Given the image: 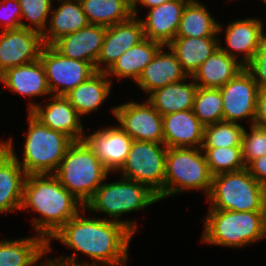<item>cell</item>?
<instances>
[{
    "instance_id": "cell-36",
    "label": "cell",
    "mask_w": 266,
    "mask_h": 266,
    "mask_svg": "<svg viewBox=\"0 0 266 266\" xmlns=\"http://www.w3.org/2000/svg\"><path fill=\"white\" fill-rule=\"evenodd\" d=\"M21 7V18L28 20V28L41 34L48 27V16L52 11V0H18Z\"/></svg>"
},
{
    "instance_id": "cell-30",
    "label": "cell",
    "mask_w": 266,
    "mask_h": 266,
    "mask_svg": "<svg viewBox=\"0 0 266 266\" xmlns=\"http://www.w3.org/2000/svg\"><path fill=\"white\" fill-rule=\"evenodd\" d=\"M186 80L154 90L147 100L162 116L193 109L198 86L192 77L191 83Z\"/></svg>"
},
{
    "instance_id": "cell-38",
    "label": "cell",
    "mask_w": 266,
    "mask_h": 266,
    "mask_svg": "<svg viewBox=\"0 0 266 266\" xmlns=\"http://www.w3.org/2000/svg\"><path fill=\"white\" fill-rule=\"evenodd\" d=\"M0 14H2L0 26L3 30L28 28V25L21 21V7L18 0H0Z\"/></svg>"
},
{
    "instance_id": "cell-9",
    "label": "cell",
    "mask_w": 266,
    "mask_h": 266,
    "mask_svg": "<svg viewBox=\"0 0 266 266\" xmlns=\"http://www.w3.org/2000/svg\"><path fill=\"white\" fill-rule=\"evenodd\" d=\"M166 153L165 144L133 140L128 156L118 170H121L120 177L146 184L157 194L159 201L163 200Z\"/></svg>"
},
{
    "instance_id": "cell-42",
    "label": "cell",
    "mask_w": 266,
    "mask_h": 266,
    "mask_svg": "<svg viewBox=\"0 0 266 266\" xmlns=\"http://www.w3.org/2000/svg\"><path fill=\"white\" fill-rule=\"evenodd\" d=\"M167 1H170V0H139L137 4L140 3L142 6L146 7V9L147 8L150 9V8L159 6Z\"/></svg>"
},
{
    "instance_id": "cell-44",
    "label": "cell",
    "mask_w": 266,
    "mask_h": 266,
    "mask_svg": "<svg viewBox=\"0 0 266 266\" xmlns=\"http://www.w3.org/2000/svg\"><path fill=\"white\" fill-rule=\"evenodd\" d=\"M35 266H66L64 264H62L61 262H58L56 260L52 259H48L47 261L45 260L42 264H36Z\"/></svg>"
},
{
    "instance_id": "cell-24",
    "label": "cell",
    "mask_w": 266,
    "mask_h": 266,
    "mask_svg": "<svg viewBox=\"0 0 266 266\" xmlns=\"http://www.w3.org/2000/svg\"><path fill=\"white\" fill-rule=\"evenodd\" d=\"M58 1L61 4L58 8H52L49 27L42 33L44 45H52L59 38L89 24L80 0H57V3Z\"/></svg>"
},
{
    "instance_id": "cell-34",
    "label": "cell",
    "mask_w": 266,
    "mask_h": 266,
    "mask_svg": "<svg viewBox=\"0 0 266 266\" xmlns=\"http://www.w3.org/2000/svg\"><path fill=\"white\" fill-rule=\"evenodd\" d=\"M201 149L204 152L206 162L213 176L246 168L241 146Z\"/></svg>"
},
{
    "instance_id": "cell-8",
    "label": "cell",
    "mask_w": 266,
    "mask_h": 266,
    "mask_svg": "<svg viewBox=\"0 0 266 266\" xmlns=\"http://www.w3.org/2000/svg\"><path fill=\"white\" fill-rule=\"evenodd\" d=\"M213 175L201 148H167L163 199L189 190L207 196Z\"/></svg>"
},
{
    "instance_id": "cell-1",
    "label": "cell",
    "mask_w": 266,
    "mask_h": 266,
    "mask_svg": "<svg viewBox=\"0 0 266 266\" xmlns=\"http://www.w3.org/2000/svg\"><path fill=\"white\" fill-rule=\"evenodd\" d=\"M83 215L79 212L50 238L48 253L51 251L50 243L55 239L75 251L72 256L54 259L66 266H125L134 233L124 224L111 219ZM77 252L89 256L92 263L79 262Z\"/></svg>"
},
{
    "instance_id": "cell-5",
    "label": "cell",
    "mask_w": 266,
    "mask_h": 266,
    "mask_svg": "<svg viewBox=\"0 0 266 266\" xmlns=\"http://www.w3.org/2000/svg\"><path fill=\"white\" fill-rule=\"evenodd\" d=\"M159 202L157 194L146 184L121 177V180L101 184L91 199L85 204L83 212L104 213L107 218L124 224L134 234L137 231L136 221L120 220V216L133 211H141L153 203ZM108 215V216H107Z\"/></svg>"
},
{
    "instance_id": "cell-18",
    "label": "cell",
    "mask_w": 266,
    "mask_h": 266,
    "mask_svg": "<svg viewBox=\"0 0 266 266\" xmlns=\"http://www.w3.org/2000/svg\"><path fill=\"white\" fill-rule=\"evenodd\" d=\"M189 0H170L150 8L141 19L145 38L167 46L175 37Z\"/></svg>"
},
{
    "instance_id": "cell-37",
    "label": "cell",
    "mask_w": 266,
    "mask_h": 266,
    "mask_svg": "<svg viewBox=\"0 0 266 266\" xmlns=\"http://www.w3.org/2000/svg\"><path fill=\"white\" fill-rule=\"evenodd\" d=\"M251 133L245 128L242 135V157L247 167L253 160L266 155V128L250 124Z\"/></svg>"
},
{
    "instance_id": "cell-45",
    "label": "cell",
    "mask_w": 266,
    "mask_h": 266,
    "mask_svg": "<svg viewBox=\"0 0 266 266\" xmlns=\"http://www.w3.org/2000/svg\"><path fill=\"white\" fill-rule=\"evenodd\" d=\"M131 7H132V15L139 17L138 14V9L137 7V3L139 2V0H125Z\"/></svg>"
},
{
    "instance_id": "cell-21",
    "label": "cell",
    "mask_w": 266,
    "mask_h": 266,
    "mask_svg": "<svg viewBox=\"0 0 266 266\" xmlns=\"http://www.w3.org/2000/svg\"><path fill=\"white\" fill-rule=\"evenodd\" d=\"M263 22L258 18H247L230 22L225 27L227 47L219 48L239 61L244 67L252 60L259 48L260 32ZM233 51V52H232ZM243 53L242 59L238 55Z\"/></svg>"
},
{
    "instance_id": "cell-2",
    "label": "cell",
    "mask_w": 266,
    "mask_h": 266,
    "mask_svg": "<svg viewBox=\"0 0 266 266\" xmlns=\"http://www.w3.org/2000/svg\"><path fill=\"white\" fill-rule=\"evenodd\" d=\"M31 209L41 215L32 220L34 231L47 242L71 218L84 209L54 174H30L24 183L21 210Z\"/></svg>"
},
{
    "instance_id": "cell-12",
    "label": "cell",
    "mask_w": 266,
    "mask_h": 266,
    "mask_svg": "<svg viewBox=\"0 0 266 266\" xmlns=\"http://www.w3.org/2000/svg\"><path fill=\"white\" fill-rule=\"evenodd\" d=\"M223 99V121L238 123L250 119L254 124L259 88L251 73L244 67L219 88Z\"/></svg>"
},
{
    "instance_id": "cell-26",
    "label": "cell",
    "mask_w": 266,
    "mask_h": 266,
    "mask_svg": "<svg viewBox=\"0 0 266 266\" xmlns=\"http://www.w3.org/2000/svg\"><path fill=\"white\" fill-rule=\"evenodd\" d=\"M111 78L104 71H97L88 80L64 95L80 116L97 111L111 91Z\"/></svg>"
},
{
    "instance_id": "cell-3",
    "label": "cell",
    "mask_w": 266,
    "mask_h": 266,
    "mask_svg": "<svg viewBox=\"0 0 266 266\" xmlns=\"http://www.w3.org/2000/svg\"><path fill=\"white\" fill-rule=\"evenodd\" d=\"M28 122L22 161L14 151L12 139L0 141V144L16 159L27 175L54 174L73 141L66 134L42 125L29 112Z\"/></svg>"
},
{
    "instance_id": "cell-31",
    "label": "cell",
    "mask_w": 266,
    "mask_h": 266,
    "mask_svg": "<svg viewBox=\"0 0 266 266\" xmlns=\"http://www.w3.org/2000/svg\"><path fill=\"white\" fill-rule=\"evenodd\" d=\"M215 19L204 4L190 1L184 9L176 37L217 36L223 28Z\"/></svg>"
},
{
    "instance_id": "cell-41",
    "label": "cell",
    "mask_w": 266,
    "mask_h": 266,
    "mask_svg": "<svg viewBox=\"0 0 266 266\" xmlns=\"http://www.w3.org/2000/svg\"><path fill=\"white\" fill-rule=\"evenodd\" d=\"M254 124L266 128V89L258 92Z\"/></svg>"
},
{
    "instance_id": "cell-20",
    "label": "cell",
    "mask_w": 266,
    "mask_h": 266,
    "mask_svg": "<svg viewBox=\"0 0 266 266\" xmlns=\"http://www.w3.org/2000/svg\"><path fill=\"white\" fill-rule=\"evenodd\" d=\"M164 144L167 148H201L204 125L193 109L162 116Z\"/></svg>"
},
{
    "instance_id": "cell-32",
    "label": "cell",
    "mask_w": 266,
    "mask_h": 266,
    "mask_svg": "<svg viewBox=\"0 0 266 266\" xmlns=\"http://www.w3.org/2000/svg\"><path fill=\"white\" fill-rule=\"evenodd\" d=\"M89 24L110 27L128 20L132 7L125 0H80Z\"/></svg>"
},
{
    "instance_id": "cell-40",
    "label": "cell",
    "mask_w": 266,
    "mask_h": 266,
    "mask_svg": "<svg viewBox=\"0 0 266 266\" xmlns=\"http://www.w3.org/2000/svg\"><path fill=\"white\" fill-rule=\"evenodd\" d=\"M246 168L262 186L266 187V155L253 160Z\"/></svg>"
},
{
    "instance_id": "cell-33",
    "label": "cell",
    "mask_w": 266,
    "mask_h": 266,
    "mask_svg": "<svg viewBox=\"0 0 266 266\" xmlns=\"http://www.w3.org/2000/svg\"><path fill=\"white\" fill-rule=\"evenodd\" d=\"M193 112L204 126L223 121V99L220 89L198 87Z\"/></svg>"
},
{
    "instance_id": "cell-6",
    "label": "cell",
    "mask_w": 266,
    "mask_h": 266,
    "mask_svg": "<svg viewBox=\"0 0 266 266\" xmlns=\"http://www.w3.org/2000/svg\"><path fill=\"white\" fill-rule=\"evenodd\" d=\"M109 173L95 152L82 140L74 141L67 148L54 175L85 206Z\"/></svg>"
},
{
    "instance_id": "cell-13",
    "label": "cell",
    "mask_w": 266,
    "mask_h": 266,
    "mask_svg": "<svg viewBox=\"0 0 266 266\" xmlns=\"http://www.w3.org/2000/svg\"><path fill=\"white\" fill-rule=\"evenodd\" d=\"M51 101L40 105L30 101L29 113L42 125L66 134L73 142L85 137L81 116L64 95H51Z\"/></svg>"
},
{
    "instance_id": "cell-15",
    "label": "cell",
    "mask_w": 266,
    "mask_h": 266,
    "mask_svg": "<svg viewBox=\"0 0 266 266\" xmlns=\"http://www.w3.org/2000/svg\"><path fill=\"white\" fill-rule=\"evenodd\" d=\"M144 38L142 21L133 15L124 22L106 27L104 42L95 66L96 71L106 72L125 51Z\"/></svg>"
},
{
    "instance_id": "cell-17",
    "label": "cell",
    "mask_w": 266,
    "mask_h": 266,
    "mask_svg": "<svg viewBox=\"0 0 266 266\" xmlns=\"http://www.w3.org/2000/svg\"><path fill=\"white\" fill-rule=\"evenodd\" d=\"M106 34V27L88 24L84 28L65 35L51 46L61 55L96 66Z\"/></svg>"
},
{
    "instance_id": "cell-16",
    "label": "cell",
    "mask_w": 266,
    "mask_h": 266,
    "mask_svg": "<svg viewBox=\"0 0 266 266\" xmlns=\"http://www.w3.org/2000/svg\"><path fill=\"white\" fill-rule=\"evenodd\" d=\"M84 141L104 167L113 174L124 164L133 143V139L116 125L101 128L85 136Z\"/></svg>"
},
{
    "instance_id": "cell-27",
    "label": "cell",
    "mask_w": 266,
    "mask_h": 266,
    "mask_svg": "<svg viewBox=\"0 0 266 266\" xmlns=\"http://www.w3.org/2000/svg\"><path fill=\"white\" fill-rule=\"evenodd\" d=\"M163 45L144 38L141 42L125 51L106 71L118 80L130 78L136 82L144 68L153 60Z\"/></svg>"
},
{
    "instance_id": "cell-28",
    "label": "cell",
    "mask_w": 266,
    "mask_h": 266,
    "mask_svg": "<svg viewBox=\"0 0 266 266\" xmlns=\"http://www.w3.org/2000/svg\"><path fill=\"white\" fill-rule=\"evenodd\" d=\"M243 68L239 61L218 48L200 65L192 78L198 87L219 89Z\"/></svg>"
},
{
    "instance_id": "cell-25",
    "label": "cell",
    "mask_w": 266,
    "mask_h": 266,
    "mask_svg": "<svg viewBox=\"0 0 266 266\" xmlns=\"http://www.w3.org/2000/svg\"><path fill=\"white\" fill-rule=\"evenodd\" d=\"M175 37L167 46L174 52L182 69L193 76L201 64L219 48V38Z\"/></svg>"
},
{
    "instance_id": "cell-23",
    "label": "cell",
    "mask_w": 266,
    "mask_h": 266,
    "mask_svg": "<svg viewBox=\"0 0 266 266\" xmlns=\"http://www.w3.org/2000/svg\"><path fill=\"white\" fill-rule=\"evenodd\" d=\"M27 174L0 144V214L21 210Z\"/></svg>"
},
{
    "instance_id": "cell-35",
    "label": "cell",
    "mask_w": 266,
    "mask_h": 266,
    "mask_svg": "<svg viewBox=\"0 0 266 266\" xmlns=\"http://www.w3.org/2000/svg\"><path fill=\"white\" fill-rule=\"evenodd\" d=\"M244 127L239 123L221 121L204 127L201 148L241 146Z\"/></svg>"
},
{
    "instance_id": "cell-10",
    "label": "cell",
    "mask_w": 266,
    "mask_h": 266,
    "mask_svg": "<svg viewBox=\"0 0 266 266\" xmlns=\"http://www.w3.org/2000/svg\"><path fill=\"white\" fill-rule=\"evenodd\" d=\"M39 59L42 62L51 95H66L97 71L92 63L67 58L51 45H44Z\"/></svg>"
},
{
    "instance_id": "cell-19",
    "label": "cell",
    "mask_w": 266,
    "mask_h": 266,
    "mask_svg": "<svg viewBox=\"0 0 266 266\" xmlns=\"http://www.w3.org/2000/svg\"><path fill=\"white\" fill-rule=\"evenodd\" d=\"M164 47L168 49L167 53L163 49ZM186 78L190 80L191 76L184 72L174 52L169 46H162L153 60L144 68L135 84L149 95L158 88Z\"/></svg>"
},
{
    "instance_id": "cell-39",
    "label": "cell",
    "mask_w": 266,
    "mask_h": 266,
    "mask_svg": "<svg viewBox=\"0 0 266 266\" xmlns=\"http://www.w3.org/2000/svg\"><path fill=\"white\" fill-rule=\"evenodd\" d=\"M245 68L253 76L258 88L266 89V52L256 51V54Z\"/></svg>"
},
{
    "instance_id": "cell-4",
    "label": "cell",
    "mask_w": 266,
    "mask_h": 266,
    "mask_svg": "<svg viewBox=\"0 0 266 266\" xmlns=\"http://www.w3.org/2000/svg\"><path fill=\"white\" fill-rule=\"evenodd\" d=\"M266 237V211L209 210L201 242L241 248Z\"/></svg>"
},
{
    "instance_id": "cell-11",
    "label": "cell",
    "mask_w": 266,
    "mask_h": 266,
    "mask_svg": "<svg viewBox=\"0 0 266 266\" xmlns=\"http://www.w3.org/2000/svg\"><path fill=\"white\" fill-rule=\"evenodd\" d=\"M119 127L133 140L164 144L162 115L146 100L127 102L111 109Z\"/></svg>"
},
{
    "instance_id": "cell-22",
    "label": "cell",
    "mask_w": 266,
    "mask_h": 266,
    "mask_svg": "<svg viewBox=\"0 0 266 266\" xmlns=\"http://www.w3.org/2000/svg\"><path fill=\"white\" fill-rule=\"evenodd\" d=\"M0 82L10 91L28 98L51 96L40 59L7 69L0 75Z\"/></svg>"
},
{
    "instance_id": "cell-29",
    "label": "cell",
    "mask_w": 266,
    "mask_h": 266,
    "mask_svg": "<svg viewBox=\"0 0 266 266\" xmlns=\"http://www.w3.org/2000/svg\"><path fill=\"white\" fill-rule=\"evenodd\" d=\"M48 253V242L40 235L0 241V266H35Z\"/></svg>"
},
{
    "instance_id": "cell-7",
    "label": "cell",
    "mask_w": 266,
    "mask_h": 266,
    "mask_svg": "<svg viewBox=\"0 0 266 266\" xmlns=\"http://www.w3.org/2000/svg\"><path fill=\"white\" fill-rule=\"evenodd\" d=\"M207 199L209 210L266 211V187L247 168L214 175Z\"/></svg>"
},
{
    "instance_id": "cell-14",
    "label": "cell",
    "mask_w": 266,
    "mask_h": 266,
    "mask_svg": "<svg viewBox=\"0 0 266 266\" xmlns=\"http://www.w3.org/2000/svg\"><path fill=\"white\" fill-rule=\"evenodd\" d=\"M0 75L7 69L39 59L42 34L29 28L0 30Z\"/></svg>"
},
{
    "instance_id": "cell-43",
    "label": "cell",
    "mask_w": 266,
    "mask_h": 266,
    "mask_svg": "<svg viewBox=\"0 0 266 266\" xmlns=\"http://www.w3.org/2000/svg\"><path fill=\"white\" fill-rule=\"evenodd\" d=\"M263 30H264V28L262 26V29H261V32H260L259 48H258L257 51L266 52V34L264 33Z\"/></svg>"
}]
</instances>
